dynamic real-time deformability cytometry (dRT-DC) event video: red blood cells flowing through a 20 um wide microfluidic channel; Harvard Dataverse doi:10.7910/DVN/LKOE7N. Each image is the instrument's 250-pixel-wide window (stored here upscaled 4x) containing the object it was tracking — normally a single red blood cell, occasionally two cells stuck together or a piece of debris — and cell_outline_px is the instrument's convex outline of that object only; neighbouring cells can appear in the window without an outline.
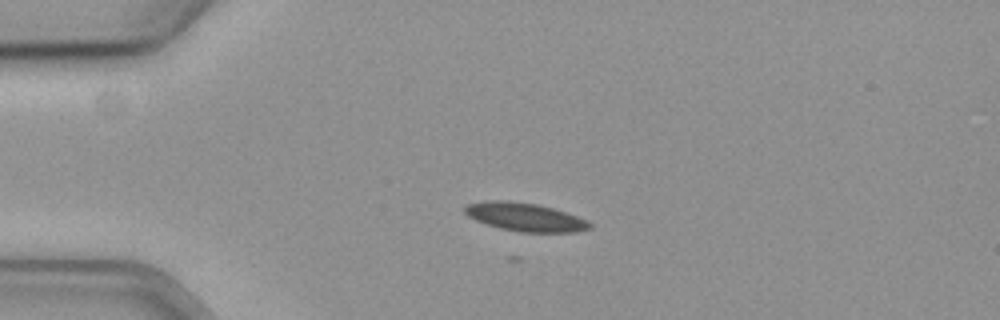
{"species": "common noctule bat (a hibernating species)", "species_latin": "Nyctalus noctula", "temperature_condition": "cold", "stored_images_in_passage": 55, "camera_frame_rate_fps": 3000, "um_per_image_px": 0.085, "animal": {"sex": "female", "body_mass_g": 19.3, "forearm_length_mm": 54.1}, "frame": {"image": 1, "passage_image": 14, "time_ms": 4.333, "image_size_px": [1000, 320], "cell_outline_px": [[592, 228], [576, 232], [520, 232], [500, 228], [476, 220], [468, 216], [464, 212], [464, 208], [468, 204], [488, 200], [508, 200], [536, 204], [552, 208], [588, 220], [592, 224]], "centroid_in_image_um": [44.64, 18.45], "position_along_channel_um": 40.4, "area_um2": 20.52}}
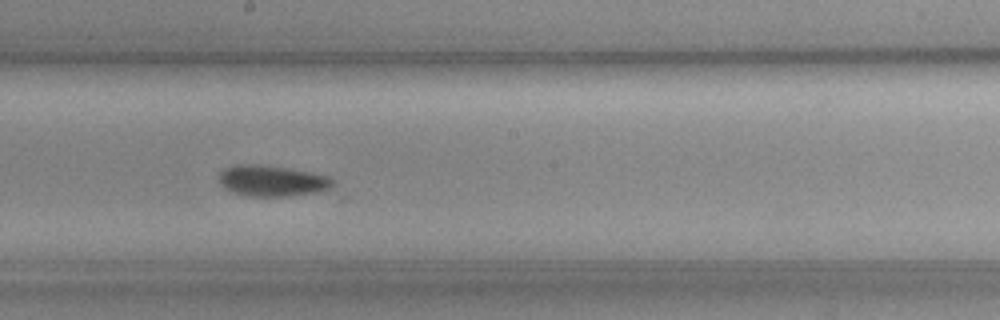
{"frame": {"image": 2, "passage_image": 32, "time_ms": 10.333, "image_size_px": [1000, 320], "cell_outline_px": [[336, 184], [320, 192], [288, 196], [244, 196], [232, 192], [220, 180], [220, 172], [224, 168], [284, 168], [308, 172], [328, 176], [336, 180]], "centroid_in_image_um": [23.28, 15.45], "position_along_channel_um": 224.9, "area_um2": 19.19}}
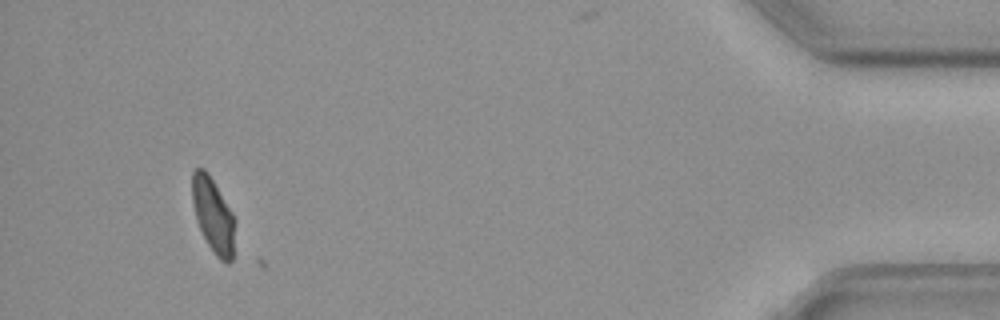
{"frame": {"image": 3, "passage_image": 54, "time_ms": 17.667, "image_size_px": [1000, 320], "cell_outline_px": [[236, 220], [232, 260], [228, 264], [220, 260], [216, 256], [208, 244], [196, 220], [192, 200], [192, 172], [196, 168], [204, 168], [208, 172], [232, 212]], "centroid_in_image_um": [18.13, 18.3], "position_along_channel_um": 417.1, "area_um2": 18.67}}